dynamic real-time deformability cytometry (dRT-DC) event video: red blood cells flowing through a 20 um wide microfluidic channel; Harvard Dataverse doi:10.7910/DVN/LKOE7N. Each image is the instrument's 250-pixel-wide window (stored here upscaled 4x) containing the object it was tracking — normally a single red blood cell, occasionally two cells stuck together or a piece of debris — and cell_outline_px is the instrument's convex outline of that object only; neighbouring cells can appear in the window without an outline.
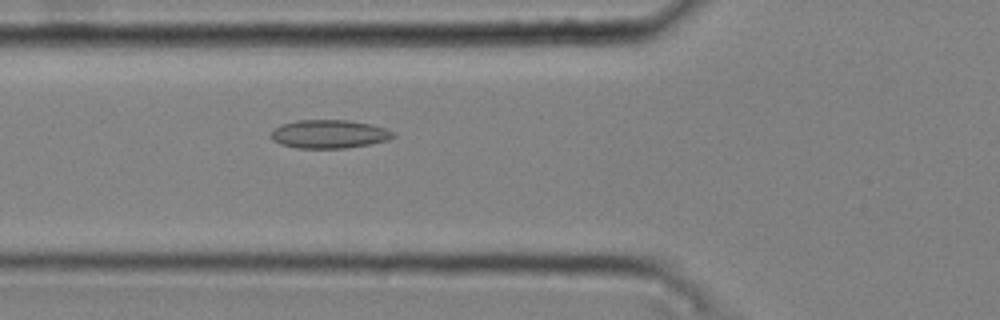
{"species": "common noctule bat (a hibernating species)", "species_latin": "Nyctalus noctula", "temperature_condition": "cold", "stored_images_in_passage": 32, "camera_frame_rate_fps": 3000, "um_per_image_px": 0.085, "animal": {"sex": "male", "body_mass_g": 20.4}, "frame": {"image": 1, "passage_image": 4, "time_ms": 1.0, "image_size_px": [1000, 320], "cell_outline_px": [[396, 136], [388, 140], [372, 144], [344, 148], [296, 148], [280, 144], [272, 140], [268, 136], [272, 128], [280, 124], [296, 120], [348, 120], [372, 124], [396, 132]], "centroid_in_image_um": [27.95, 11.39], "position_along_channel_um": 97.9, "area_um2": 20.69}}
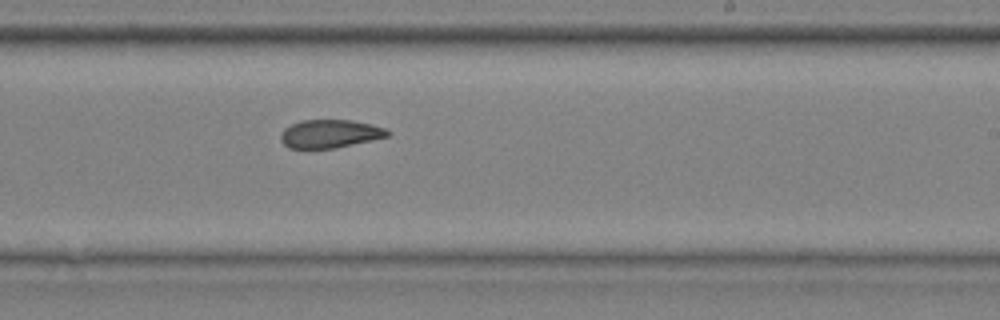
{"frame": {"image": 2, "passage_image": 17, "time_ms": 5.333, "image_size_px": [1000, 320], "cell_outline_px": [[392, 132], [388, 136], [372, 140], [336, 148], [288, 148], [280, 140], [280, 132], [284, 128], [300, 120], [352, 120], [372, 124], [388, 128]], "centroid_in_image_um": [28.06, 11.36], "position_along_channel_um": 260.9, "area_um2": 17.8}}
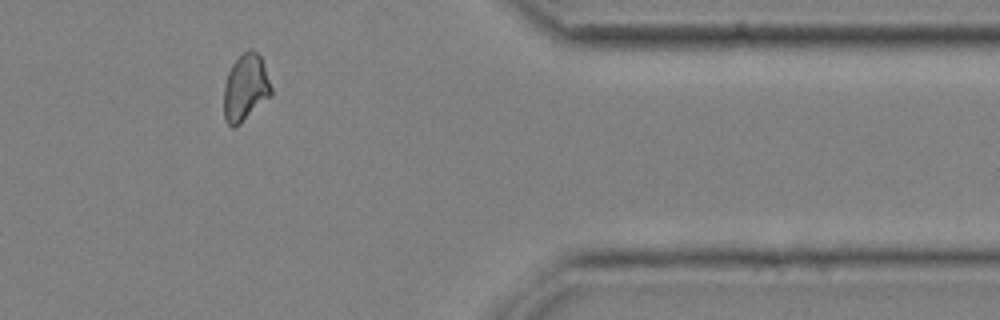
{"frame": {"image": 3, "passage_image": 29, "time_ms": 9.333, "image_size_px": [1000, 320], "cell_outline_px": [[272, 96], [240, 124], [232, 128], [224, 120], [224, 84], [228, 72], [232, 64], [248, 48], [252, 48], [260, 56], [264, 64], [272, 88]], "centroid_in_image_um": [20.87, 7.47], "position_along_channel_um": 390.5, "area_um2": 18.67}, "authors_computed_cell_mechanics": {"area_um2": 18.3226, "velocity_mm_per_s": 3.7637, "shape_relaxation_time_tau1_ms": null, "shape_relaxation_time_tau2_ms": 4.4707, "deformation_change_tau1": null, "deformation_change_tau2": 0.0974}}